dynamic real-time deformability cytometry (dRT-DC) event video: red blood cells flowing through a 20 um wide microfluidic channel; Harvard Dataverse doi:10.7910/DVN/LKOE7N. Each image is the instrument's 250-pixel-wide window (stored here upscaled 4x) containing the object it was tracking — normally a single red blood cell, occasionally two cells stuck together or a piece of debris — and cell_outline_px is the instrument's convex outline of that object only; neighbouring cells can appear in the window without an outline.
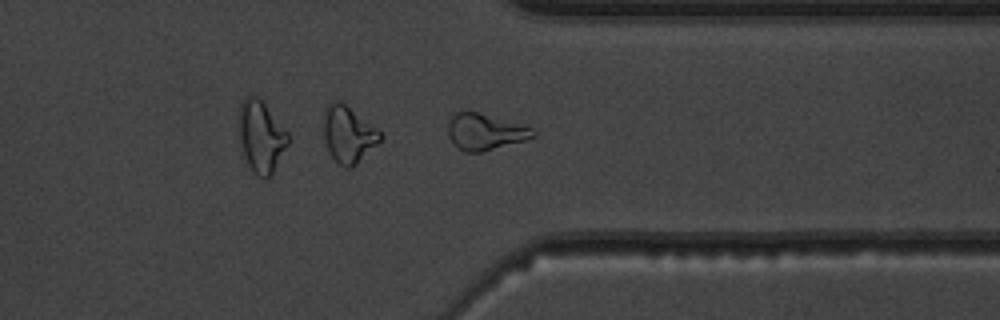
{"species": "common noctule bat (a hibernating species)", "species_latin": "Nyctalus noctula", "temperature_condition": "warm", "stored_images_in_passage": 34, "camera_frame_rate_fps": 3000, "um_per_image_px": 0.085, "animal": {"sex": "male", "body_mass_g": 19.5, "forearm_length_mm": 54.6}, "frame": {"image": 1, "passage_image": 25, "time_ms": 8.0, "image_size_px": [1000, 320], "cell_outline_px": [[536, 136], [528, 140], [480, 152], [464, 152], [448, 136], [448, 124], [452, 116], [456, 112], [468, 108], [520, 124], [532, 128], [536, 132]], "centroid_in_image_um": [41.24, 11.16], "position_along_channel_um": 370.2, "area_um2": 18.26}, "authors_computed_cell_mechanics": {"area_um2": 16.6753, "velocity_mm_per_s": 3.9647, "shape_relaxation_time_tau1_ms": 7.8698, "shape_relaxation_time_tau2_ms": 2.9816, "deformation_change_tau1": 0.265, "deformation_change_tau2": 0.1193}}